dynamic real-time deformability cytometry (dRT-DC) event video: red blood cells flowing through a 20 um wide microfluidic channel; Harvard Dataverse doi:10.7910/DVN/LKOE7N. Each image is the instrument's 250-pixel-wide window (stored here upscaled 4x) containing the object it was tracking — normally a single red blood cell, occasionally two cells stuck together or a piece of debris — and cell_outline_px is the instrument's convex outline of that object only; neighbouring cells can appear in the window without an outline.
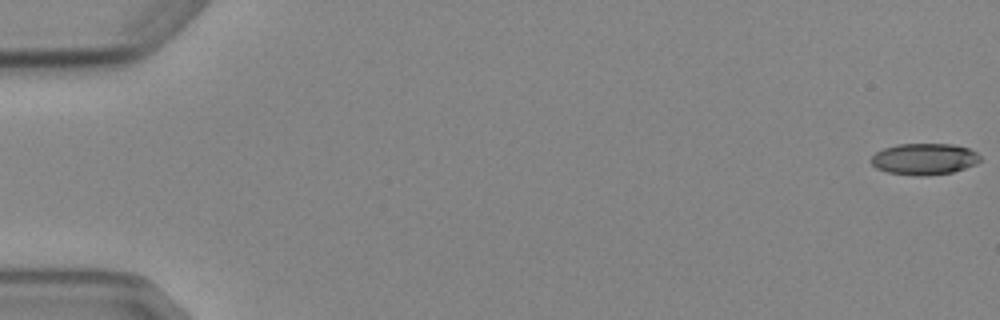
{"species": "Egyptian fruit bat (a non-hibernating species)", "species_latin": "Rousettus aegyptiacus", "temperature_condition": "cold", "stored_images_in_passage": 5, "camera_frame_rate_fps": 3000, "um_per_image_px": 0.085, "animal": {"sex": "female"}, "frame": {"image": 1, "passage_image": 1, "time_ms": 0.0, "image_size_px": [1000, 320], "cell_outline_px": [[980, 160], [976, 164], [952, 172], [924, 176], [916, 176], [888, 172], [876, 168], [868, 160], [876, 152], [884, 148], [896, 144], [952, 144], [968, 148], [976, 152], [980, 156]], "centroid_in_image_um": [78.53, 13.51], "position_along_channel_um": 6.5, "area_um2": 20.0}}
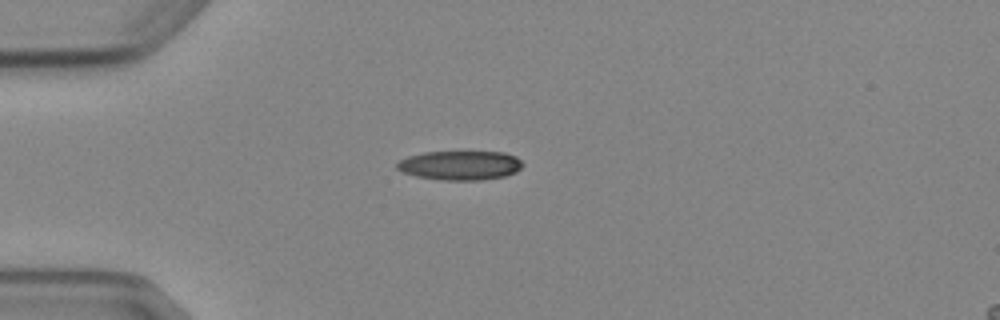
{"frame": {"image": 2, "passage_image": 5, "time_ms": 4.667, "image_size_px": [1000, 320], "cell_outline_px": [[524, 164], [516, 172], [504, 176], [480, 180], [440, 180], [416, 176], [404, 172], [396, 168], [396, 164], [400, 160], [408, 156], [424, 152], [504, 152], [516, 156]], "centroid_in_image_um": [39.12, 14.05], "position_along_channel_um": 45.9, "area_um2": 21.39}}